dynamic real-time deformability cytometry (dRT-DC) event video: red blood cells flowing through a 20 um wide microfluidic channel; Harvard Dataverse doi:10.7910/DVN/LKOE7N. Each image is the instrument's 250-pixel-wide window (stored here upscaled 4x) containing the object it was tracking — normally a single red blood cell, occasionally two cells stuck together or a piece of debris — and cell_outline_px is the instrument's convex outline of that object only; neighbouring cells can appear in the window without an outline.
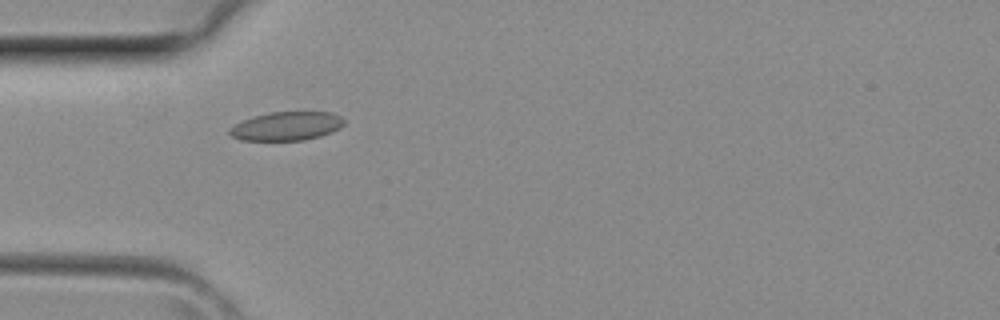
{"species": "common noctule bat (a hibernating species)", "species_latin": "Nyctalus noctula", "temperature_condition": "room temperature", "stored_images_in_passage": 30, "camera_frame_rate_fps": 3000, "um_per_image_px": 0.085, "animal": {"sex": "female", "body_mass_g": 29.2, "forearm_length_mm": 56.3}, "frame": {"image": 1, "passage_image": 2, "time_ms": 0.333, "image_size_px": [1000, 320], "cell_outline_px": [[344, 124], [340, 128], [332, 132], [320, 136], [304, 140], [240, 140], [232, 136], [228, 132], [228, 128], [252, 116], [268, 112], [332, 112], [340, 116], [344, 120]], "centroid_in_image_um": [24.36, 10.71], "position_along_channel_um": 60.6, "area_um2": 19.19}}
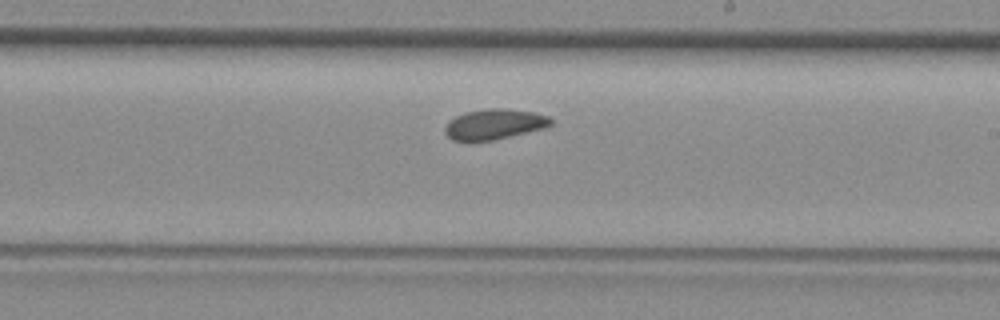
{"frame": {"image": 2, "passage_image": 13, "time_ms": 4.0, "image_size_px": [1000, 320], "cell_outline_px": [[552, 124], [540, 128], [492, 140], [452, 140], [444, 132], [444, 128], [448, 120], [464, 112], [488, 108], [504, 108], [532, 112], [548, 116], [552, 120]], "centroid_in_image_um": [41.95, 10.53], "position_along_channel_um": 247.1, "area_um2": 18.32}}
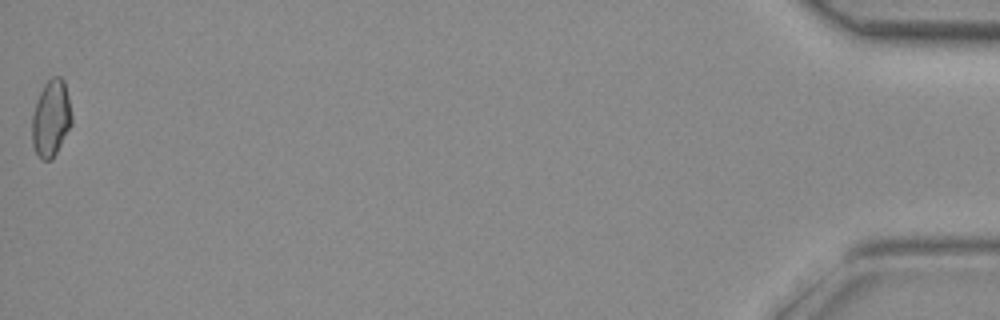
{"frame": {"image": 3, "passage_image": 30, "time_ms": 9.667, "image_size_px": [1000, 320], "cell_outline_px": [[72, 124], [52, 160], [40, 160], [32, 144], [32, 116], [36, 100], [44, 84], [52, 76], [60, 76], [64, 80], [68, 96], [72, 116]], "centroid_in_image_um": [4.33, 10.06], "position_along_channel_um": 430.9, "area_um2": 17.86}}